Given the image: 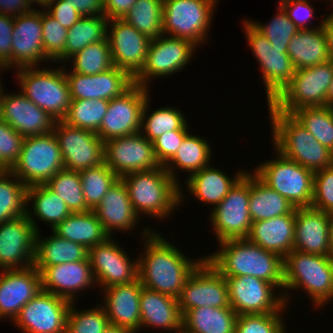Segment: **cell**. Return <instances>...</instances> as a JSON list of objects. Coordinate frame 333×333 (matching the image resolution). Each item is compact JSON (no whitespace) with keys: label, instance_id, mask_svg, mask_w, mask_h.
<instances>
[{"label":"cell","instance_id":"cell-58","mask_svg":"<svg viewBox=\"0 0 333 333\" xmlns=\"http://www.w3.org/2000/svg\"><path fill=\"white\" fill-rule=\"evenodd\" d=\"M14 18L0 13V68L12 66V31Z\"/></svg>","mask_w":333,"mask_h":333},{"label":"cell","instance_id":"cell-20","mask_svg":"<svg viewBox=\"0 0 333 333\" xmlns=\"http://www.w3.org/2000/svg\"><path fill=\"white\" fill-rule=\"evenodd\" d=\"M72 302L41 290L13 320L24 333H66Z\"/></svg>","mask_w":333,"mask_h":333},{"label":"cell","instance_id":"cell-65","mask_svg":"<svg viewBox=\"0 0 333 333\" xmlns=\"http://www.w3.org/2000/svg\"><path fill=\"white\" fill-rule=\"evenodd\" d=\"M329 215H330L329 243L333 254V212L329 213Z\"/></svg>","mask_w":333,"mask_h":333},{"label":"cell","instance_id":"cell-3","mask_svg":"<svg viewBox=\"0 0 333 333\" xmlns=\"http://www.w3.org/2000/svg\"><path fill=\"white\" fill-rule=\"evenodd\" d=\"M268 107L274 149L314 173L333 165V152L318 142L291 114L276 110L270 103Z\"/></svg>","mask_w":333,"mask_h":333},{"label":"cell","instance_id":"cell-68","mask_svg":"<svg viewBox=\"0 0 333 333\" xmlns=\"http://www.w3.org/2000/svg\"><path fill=\"white\" fill-rule=\"evenodd\" d=\"M173 333V332H172ZM174 333H192L190 331H188L183 325L179 328L176 329Z\"/></svg>","mask_w":333,"mask_h":333},{"label":"cell","instance_id":"cell-42","mask_svg":"<svg viewBox=\"0 0 333 333\" xmlns=\"http://www.w3.org/2000/svg\"><path fill=\"white\" fill-rule=\"evenodd\" d=\"M27 188L10 170L0 171V223L27 215Z\"/></svg>","mask_w":333,"mask_h":333},{"label":"cell","instance_id":"cell-2","mask_svg":"<svg viewBox=\"0 0 333 333\" xmlns=\"http://www.w3.org/2000/svg\"><path fill=\"white\" fill-rule=\"evenodd\" d=\"M219 245V251L205 257L223 276L249 275L284 288L283 258L278 254L247 238L227 239Z\"/></svg>","mask_w":333,"mask_h":333},{"label":"cell","instance_id":"cell-52","mask_svg":"<svg viewBox=\"0 0 333 333\" xmlns=\"http://www.w3.org/2000/svg\"><path fill=\"white\" fill-rule=\"evenodd\" d=\"M41 22L43 30V50L45 56L55 62L65 51L67 30L46 10L41 11Z\"/></svg>","mask_w":333,"mask_h":333},{"label":"cell","instance_id":"cell-26","mask_svg":"<svg viewBox=\"0 0 333 333\" xmlns=\"http://www.w3.org/2000/svg\"><path fill=\"white\" fill-rule=\"evenodd\" d=\"M43 30L41 22V10L35 8L14 17L12 31V65L16 69L23 67H37L38 62L49 59L43 50Z\"/></svg>","mask_w":333,"mask_h":333},{"label":"cell","instance_id":"cell-1","mask_svg":"<svg viewBox=\"0 0 333 333\" xmlns=\"http://www.w3.org/2000/svg\"><path fill=\"white\" fill-rule=\"evenodd\" d=\"M145 228V253L138 259V279L142 286L178 298L184 283L205 258L190 260L163 236Z\"/></svg>","mask_w":333,"mask_h":333},{"label":"cell","instance_id":"cell-21","mask_svg":"<svg viewBox=\"0 0 333 333\" xmlns=\"http://www.w3.org/2000/svg\"><path fill=\"white\" fill-rule=\"evenodd\" d=\"M109 237L88 249V258L96 285L108 288L138 279V259L131 261L123 248Z\"/></svg>","mask_w":333,"mask_h":333},{"label":"cell","instance_id":"cell-25","mask_svg":"<svg viewBox=\"0 0 333 333\" xmlns=\"http://www.w3.org/2000/svg\"><path fill=\"white\" fill-rule=\"evenodd\" d=\"M41 276L42 290L74 302L82 289L96 286L89 258L55 266H34ZM88 286V287H87Z\"/></svg>","mask_w":333,"mask_h":333},{"label":"cell","instance_id":"cell-39","mask_svg":"<svg viewBox=\"0 0 333 333\" xmlns=\"http://www.w3.org/2000/svg\"><path fill=\"white\" fill-rule=\"evenodd\" d=\"M107 25L108 19L104 15L83 16L67 30L65 51L55 62L70 60V57L87 45L104 41L107 30L110 29Z\"/></svg>","mask_w":333,"mask_h":333},{"label":"cell","instance_id":"cell-60","mask_svg":"<svg viewBox=\"0 0 333 333\" xmlns=\"http://www.w3.org/2000/svg\"><path fill=\"white\" fill-rule=\"evenodd\" d=\"M137 0H104V16L108 20L123 19Z\"/></svg>","mask_w":333,"mask_h":333},{"label":"cell","instance_id":"cell-47","mask_svg":"<svg viewBox=\"0 0 333 333\" xmlns=\"http://www.w3.org/2000/svg\"><path fill=\"white\" fill-rule=\"evenodd\" d=\"M108 104L109 101L103 99L71 100L68 113L62 121L72 127L97 133L107 113Z\"/></svg>","mask_w":333,"mask_h":333},{"label":"cell","instance_id":"cell-69","mask_svg":"<svg viewBox=\"0 0 333 333\" xmlns=\"http://www.w3.org/2000/svg\"><path fill=\"white\" fill-rule=\"evenodd\" d=\"M1 83V81H0ZM3 89H2V84H0V111H1V98H2V95H3Z\"/></svg>","mask_w":333,"mask_h":333},{"label":"cell","instance_id":"cell-51","mask_svg":"<svg viewBox=\"0 0 333 333\" xmlns=\"http://www.w3.org/2000/svg\"><path fill=\"white\" fill-rule=\"evenodd\" d=\"M277 14L267 25L250 21L277 48H288L291 38L299 31L296 25L288 18L287 13L278 5Z\"/></svg>","mask_w":333,"mask_h":333},{"label":"cell","instance_id":"cell-45","mask_svg":"<svg viewBox=\"0 0 333 333\" xmlns=\"http://www.w3.org/2000/svg\"><path fill=\"white\" fill-rule=\"evenodd\" d=\"M292 116L306 128L318 142L333 152V107H305Z\"/></svg>","mask_w":333,"mask_h":333},{"label":"cell","instance_id":"cell-48","mask_svg":"<svg viewBox=\"0 0 333 333\" xmlns=\"http://www.w3.org/2000/svg\"><path fill=\"white\" fill-rule=\"evenodd\" d=\"M45 185L65 201L72 213L90 211L83 195L79 172L64 168Z\"/></svg>","mask_w":333,"mask_h":333},{"label":"cell","instance_id":"cell-11","mask_svg":"<svg viewBox=\"0 0 333 333\" xmlns=\"http://www.w3.org/2000/svg\"><path fill=\"white\" fill-rule=\"evenodd\" d=\"M243 22L248 45L262 69L267 103H270L291 81L295 68L287 54L288 48L272 46L271 42L251 24L250 20L246 19Z\"/></svg>","mask_w":333,"mask_h":333},{"label":"cell","instance_id":"cell-57","mask_svg":"<svg viewBox=\"0 0 333 333\" xmlns=\"http://www.w3.org/2000/svg\"><path fill=\"white\" fill-rule=\"evenodd\" d=\"M279 5L299 30L311 29L308 27L309 23L307 22H311V17H314V7H311V3H308V0H287L279 2Z\"/></svg>","mask_w":333,"mask_h":333},{"label":"cell","instance_id":"cell-36","mask_svg":"<svg viewBox=\"0 0 333 333\" xmlns=\"http://www.w3.org/2000/svg\"><path fill=\"white\" fill-rule=\"evenodd\" d=\"M253 173V174H252ZM250 173L249 213L252 222L290 214L295 207L277 191Z\"/></svg>","mask_w":333,"mask_h":333},{"label":"cell","instance_id":"cell-4","mask_svg":"<svg viewBox=\"0 0 333 333\" xmlns=\"http://www.w3.org/2000/svg\"><path fill=\"white\" fill-rule=\"evenodd\" d=\"M128 191L131 204L139 215L163 218L182 201V190L164 166L154 170L132 172L120 178Z\"/></svg>","mask_w":333,"mask_h":333},{"label":"cell","instance_id":"cell-67","mask_svg":"<svg viewBox=\"0 0 333 333\" xmlns=\"http://www.w3.org/2000/svg\"><path fill=\"white\" fill-rule=\"evenodd\" d=\"M52 0H29V3L33 5L35 2L36 4L42 5V7L46 8V6L51 2Z\"/></svg>","mask_w":333,"mask_h":333},{"label":"cell","instance_id":"cell-9","mask_svg":"<svg viewBox=\"0 0 333 333\" xmlns=\"http://www.w3.org/2000/svg\"><path fill=\"white\" fill-rule=\"evenodd\" d=\"M62 169L61 150L52 131L46 135L25 137L20 158L10 171L28 187L46 184Z\"/></svg>","mask_w":333,"mask_h":333},{"label":"cell","instance_id":"cell-63","mask_svg":"<svg viewBox=\"0 0 333 333\" xmlns=\"http://www.w3.org/2000/svg\"><path fill=\"white\" fill-rule=\"evenodd\" d=\"M323 27L326 31L327 38H328V47H329L331 60H333V17L324 18Z\"/></svg>","mask_w":333,"mask_h":333},{"label":"cell","instance_id":"cell-50","mask_svg":"<svg viewBox=\"0 0 333 333\" xmlns=\"http://www.w3.org/2000/svg\"><path fill=\"white\" fill-rule=\"evenodd\" d=\"M74 306L72 302L67 316L66 333H103L110 324L101 305L81 312Z\"/></svg>","mask_w":333,"mask_h":333},{"label":"cell","instance_id":"cell-6","mask_svg":"<svg viewBox=\"0 0 333 333\" xmlns=\"http://www.w3.org/2000/svg\"><path fill=\"white\" fill-rule=\"evenodd\" d=\"M65 70L64 67L47 70L36 66L16 70L20 91L55 121L64 119L72 100Z\"/></svg>","mask_w":333,"mask_h":333},{"label":"cell","instance_id":"cell-59","mask_svg":"<svg viewBox=\"0 0 333 333\" xmlns=\"http://www.w3.org/2000/svg\"><path fill=\"white\" fill-rule=\"evenodd\" d=\"M46 7V11L66 29L83 17L66 0H52Z\"/></svg>","mask_w":333,"mask_h":333},{"label":"cell","instance_id":"cell-30","mask_svg":"<svg viewBox=\"0 0 333 333\" xmlns=\"http://www.w3.org/2000/svg\"><path fill=\"white\" fill-rule=\"evenodd\" d=\"M105 232L112 237L113 230L135 229L138 215L128 195L124 182L119 178L105 194L101 203L93 210Z\"/></svg>","mask_w":333,"mask_h":333},{"label":"cell","instance_id":"cell-54","mask_svg":"<svg viewBox=\"0 0 333 333\" xmlns=\"http://www.w3.org/2000/svg\"><path fill=\"white\" fill-rule=\"evenodd\" d=\"M24 137L0 119V171L10 170L20 158Z\"/></svg>","mask_w":333,"mask_h":333},{"label":"cell","instance_id":"cell-7","mask_svg":"<svg viewBox=\"0 0 333 333\" xmlns=\"http://www.w3.org/2000/svg\"><path fill=\"white\" fill-rule=\"evenodd\" d=\"M332 80L333 60L295 70L291 81L270 104L276 110L291 115L300 108L327 106Z\"/></svg>","mask_w":333,"mask_h":333},{"label":"cell","instance_id":"cell-10","mask_svg":"<svg viewBox=\"0 0 333 333\" xmlns=\"http://www.w3.org/2000/svg\"><path fill=\"white\" fill-rule=\"evenodd\" d=\"M217 1L163 0V34L189 40L199 47L207 39Z\"/></svg>","mask_w":333,"mask_h":333},{"label":"cell","instance_id":"cell-62","mask_svg":"<svg viewBox=\"0 0 333 333\" xmlns=\"http://www.w3.org/2000/svg\"><path fill=\"white\" fill-rule=\"evenodd\" d=\"M31 6L29 0H0V13L14 18L32 11Z\"/></svg>","mask_w":333,"mask_h":333},{"label":"cell","instance_id":"cell-56","mask_svg":"<svg viewBox=\"0 0 333 333\" xmlns=\"http://www.w3.org/2000/svg\"><path fill=\"white\" fill-rule=\"evenodd\" d=\"M188 133V130H172L153 142L154 152L161 166H165L173 158Z\"/></svg>","mask_w":333,"mask_h":333},{"label":"cell","instance_id":"cell-19","mask_svg":"<svg viewBox=\"0 0 333 333\" xmlns=\"http://www.w3.org/2000/svg\"><path fill=\"white\" fill-rule=\"evenodd\" d=\"M104 162L119 177L159 168L154 145L142 132L104 142Z\"/></svg>","mask_w":333,"mask_h":333},{"label":"cell","instance_id":"cell-61","mask_svg":"<svg viewBox=\"0 0 333 333\" xmlns=\"http://www.w3.org/2000/svg\"><path fill=\"white\" fill-rule=\"evenodd\" d=\"M82 16L104 15V0H66Z\"/></svg>","mask_w":333,"mask_h":333},{"label":"cell","instance_id":"cell-53","mask_svg":"<svg viewBox=\"0 0 333 333\" xmlns=\"http://www.w3.org/2000/svg\"><path fill=\"white\" fill-rule=\"evenodd\" d=\"M265 314H243L236 319L235 333H286L281 311Z\"/></svg>","mask_w":333,"mask_h":333},{"label":"cell","instance_id":"cell-70","mask_svg":"<svg viewBox=\"0 0 333 333\" xmlns=\"http://www.w3.org/2000/svg\"><path fill=\"white\" fill-rule=\"evenodd\" d=\"M331 2H333V0H331ZM333 4V3H332ZM327 17H333V11L330 13V15H328Z\"/></svg>","mask_w":333,"mask_h":333},{"label":"cell","instance_id":"cell-40","mask_svg":"<svg viewBox=\"0 0 333 333\" xmlns=\"http://www.w3.org/2000/svg\"><path fill=\"white\" fill-rule=\"evenodd\" d=\"M204 138L190 135L185 136L181 145L176 151L173 158L164 166L165 170L178 183L177 172L175 169H184L189 174H193L204 167L209 166L211 159V147ZM176 166L173 169L171 166ZM176 173H174V171Z\"/></svg>","mask_w":333,"mask_h":333},{"label":"cell","instance_id":"cell-28","mask_svg":"<svg viewBox=\"0 0 333 333\" xmlns=\"http://www.w3.org/2000/svg\"><path fill=\"white\" fill-rule=\"evenodd\" d=\"M330 215L312 206L296 208L293 250L333 256L329 243Z\"/></svg>","mask_w":333,"mask_h":333},{"label":"cell","instance_id":"cell-46","mask_svg":"<svg viewBox=\"0 0 333 333\" xmlns=\"http://www.w3.org/2000/svg\"><path fill=\"white\" fill-rule=\"evenodd\" d=\"M86 205L94 210L119 177L104 163L79 171Z\"/></svg>","mask_w":333,"mask_h":333},{"label":"cell","instance_id":"cell-13","mask_svg":"<svg viewBox=\"0 0 333 333\" xmlns=\"http://www.w3.org/2000/svg\"><path fill=\"white\" fill-rule=\"evenodd\" d=\"M177 299L182 317L202 306L230 307L226 279L206 258L188 276Z\"/></svg>","mask_w":333,"mask_h":333},{"label":"cell","instance_id":"cell-64","mask_svg":"<svg viewBox=\"0 0 333 333\" xmlns=\"http://www.w3.org/2000/svg\"><path fill=\"white\" fill-rule=\"evenodd\" d=\"M103 333H132V332L122 327L109 324Z\"/></svg>","mask_w":333,"mask_h":333},{"label":"cell","instance_id":"cell-24","mask_svg":"<svg viewBox=\"0 0 333 333\" xmlns=\"http://www.w3.org/2000/svg\"><path fill=\"white\" fill-rule=\"evenodd\" d=\"M65 75L72 100L109 101L122 95L134 84V78L127 71L115 66L95 75H83L73 71L71 73L65 71Z\"/></svg>","mask_w":333,"mask_h":333},{"label":"cell","instance_id":"cell-29","mask_svg":"<svg viewBox=\"0 0 333 333\" xmlns=\"http://www.w3.org/2000/svg\"><path fill=\"white\" fill-rule=\"evenodd\" d=\"M103 308L110 324L138 332L140 329V295L142 284L137 279L129 284L114 285L103 289Z\"/></svg>","mask_w":333,"mask_h":333},{"label":"cell","instance_id":"cell-38","mask_svg":"<svg viewBox=\"0 0 333 333\" xmlns=\"http://www.w3.org/2000/svg\"><path fill=\"white\" fill-rule=\"evenodd\" d=\"M237 317L231 307L202 306L189 310L182 317V325L192 333H235Z\"/></svg>","mask_w":333,"mask_h":333},{"label":"cell","instance_id":"cell-23","mask_svg":"<svg viewBox=\"0 0 333 333\" xmlns=\"http://www.w3.org/2000/svg\"><path fill=\"white\" fill-rule=\"evenodd\" d=\"M0 119L25 137L46 135L53 131L55 120L31 102L21 91L2 95Z\"/></svg>","mask_w":333,"mask_h":333},{"label":"cell","instance_id":"cell-33","mask_svg":"<svg viewBox=\"0 0 333 333\" xmlns=\"http://www.w3.org/2000/svg\"><path fill=\"white\" fill-rule=\"evenodd\" d=\"M323 21L315 28L299 30L290 40L287 54L295 70L316 66L331 60Z\"/></svg>","mask_w":333,"mask_h":333},{"label":"cell","instance_id":"cell-43","mask_svg":"<svg viewBox=\"0 0 333 333\" xmlns=\"http://www.w3.org/2000/svg\"><path fill=\"white\" fill-rule=\"evenodd\" d=\"M149 99L150 98H147L144 104L141 120L142 134L149 141L153 143L160 135L172 130H188V123L184 118L185 116L178 110V108L174 109L173 106L172 108L170 106L165 108L160 107V109L152 111V113L147 116Z\"/></svg>","mask_w":333,"mask_h":333},{"label":"cell","instance_id":"cell-16","mask_svg":"<svg viewBox=\"0 0 333 333\" xmlns=\"http://www.w3.org/2000/svg\"><path fill=\"white\" fill-rule=\"evenodd\" d=\"M195 49L197 46L191 41L169 37L167 34L151 39L145 64L134 77V83L148 87L147 83L152 77L158 78L180 72V69L188 65Z\"/></svg>","mask_w":333,"mask_h":333},{"label":"cell","instance_id":"cell-5","mask_svg":"<svg viewBox=\"0 0 333 333\" xmlns=\"http://www.w3.org/2000/svg\"><path fill=\"white\" fill-rule=\"evenodd\" d=\"M284 288H304L315 306L333 299V256L293 250L283 259Z\"/></svg>","mask_w":333,"mask_h":333},{"label":"cell","instance_id":"cell-55","mask_svg":"<svg viewBox=\"0 0 333 333\" xmlns=\"http://www.w3.org/2000/svg\"><path fill=\"white\" fill-rule=\"evenodd\" d=\"M311 206L323 212H333V165L314 173Z\"/></svg>","mask_w":333,"mask_h":333},{"label":"cell","instance_id":"cell-49","mask_svg":"<svg viewBox=\"0 0 333 333\" xmlns=\"http://www.w3.org/2000/svg\"><path fill=\"white\" fill-rule=\"evenodd\" d=\"M70 58L73 60L71 71L83 75L99 74L114 67L107 38L87 45Z\"/></svg>","mask_w":333,"mask_h":333},{"label":"cell","instance_id":"cell-8","mask_svg":"<svg viewBox=\"0 0 333 333\" xmlns=\"http://www.w3.org/2000/svg\"><path fill=\"white\" fill-rule=\"evenodd\" d=\"M277 158L259 164L253 172L295 208L311 206L314 172L275 150Z\"/></svg>","mask_w":333,"mask_h":333},{"label":"cell","instance_id":"cell-22","mask_svg":"<svg viewBox=\"0 0 333 333\" xmlns=\"http://www.w3.org/2000/svg\"><path fill=\"white\" fill-rule=\"evenodd\" d=\"M108 23L111 29L107 30V39L113 65L134 78L145 64L151 39L123 19L108 20Z\"/></svg>","mask_w":333,"mask_h":333},{"label":"cell","instance_id":"cell-15","mask_svg":"<svg viewBox=\"0 0 333 333\" xmlns=\"http://www.w3.org/2000/svg\"><path fill=\"white\" fill-rule=\"evenodd\" d=\"M28 209L27 215L0 223L2 270L24 269L34 265L36 234L39 229L36 219L31 216L32 211Z\"/></svg>","mask_w":333,"mask_h":333},{"label":"cell","instance_id":"cell-27","mask_svg":"<svg viewBox=\"0 0 333 333\" xmlns=\"http://www.w3.org/2000/svg\"><path fill=\"white\" fill-rule=\"evenodd\" d=\"M40 272L34 267L1 270L0 273V318L12 321L22 307L40 291Z\"/></svg>","mask_w":333,"mask_h":333},{"label":"cell","instance_id":"cell-18","mask_svg":"<svg viewBox=\"0 0 333 333\" xmlns=\"http://www.w3.org/2000/svg\"><path fill=\"white\" fill-rule=\"evenodd\" d=\"M53 133L58 140L64 168L82 171L104 163V142L97 133L55 121Z\"/></svg>","mask_w":333,"mask_h":333},{"label":"cell","instance_id":"cell-66","mask_svg":"<svg viewBox=\"0 0 333 333\" xmlns=\"http://www.w3.org/2000/svg\"><path fill=\"white\" fill-rule=\"evenodd\" d=\"M327 106L333 107V80L330 84L329 91L327 94Z\"/></svg>","mask_w":333,"mask_h":333},{"label":"cell","instance_id":"cell-32","mask_svg":"<svg viewBox=\"0 0 333 333\" xmlns=\"http://www.w3.org/2000/svg\"><path fill=\"white\" fill-rule=\"evenodd\" d=\"M140 315V328L154 326L175 331L182 326L178 299L144 286L140 295Z\"/></svg>","mask_w":333,"mask_h":333},{"label":"cell","instance_id":"cell-41","mask_svg":"<svg viewBox=\"0 0 333 333\" xmlns=\"http://www.w3.org/2000/svg\"><path fill=\"white\" fill-rule=\"evenodd\" d=\"M29 202H33L34 216L51 224L52 230L72 213L65 201L45 184L28 186L27 206Z\"/></svg>","mask_w":333,"mask_h":333},{"label":"cell","instance_id":"cell-34","mask_svg":"<svg viewBox=\"0 0 333 333\" xmlns=\"http://www.w3.org/2000/svg\"><path fill=\"white\" fill-rule=\"evenodd\" d=\"M244 174V171H239L232 179L220 169H215L210 165L189 175L185 183L188 191L191 192L190 195L193 194L203 203L217 206Z\"/></svg>","mask_w":333,"mask_h":333},{"label":"cell","instance_id":"cell-31","mask_svg":"<svg viewBox=\"0 0 333 333\" xmlns=\"http://www.w3.org/2000/svg\"><path fill=\"white\" fill-rule=\"evenodd\" d=\"M296 208L286 215L252 222L247 239L283 259L293 251Z\"/></svg>","mask_w":333,"mask_h":333},{"label":"cell","instance_id":"cell-12","mask_svg":"<svg viewBox=\"0 0 333 333\" xmlns=\"http://www.w3.org/2000/svg\"><path fill=\"white\" fill-rule=\"evenodd\" d=\"M249 197L250 173L245 172L227 196L212 209L210 221L218 242L249 236L252 226Z\"/></svg>","mask_w":333,"mask_h":333},{"label":"cell","instance_id":"cell-35","mask_svg":"<svg viewBox=\"0 0 333 333\" xmlns=\"http://www.w3.org/2000/svg\"><path fill=\"white\" fill-rule=\"evenodd\" d=\"M52 231L61 238L81 244L87 249L110 237L93 210L71 213Z\"/></svg>","mask_w":333,"mask_h":333},{"label":"cell","instance_id":"cell-14","mask_svg":"<svg viewBox=\"0 0 333 333\" xmlns=\"http://www.w3.org/2000/svg\"><path fill=\"white\" fill-rule=\"evenodd\" d=\"M228 284L230 307L236 314L279 312L288 304L289 294L275 296L274 284L254 276H224Z\"/></svg>","mask_w":333,"mask_h":333},{"label":"cell","instance_id":"cell-17","mask_svg":"<svg viewBox=\"0 0 333 333\" xmlns=\"http://www.w3.org/2000/svg\"><path fill=\"white\" fill-rule=\"evenodd\" d=\"M148 90L134 83L122 95L109 100L107 113L97 132L103 142L142 131V110L150 97Z\"/></svg>","mask_w":333,"mask_h":333},{"label":"cell","instance_id":"cell-37","mask_svg":"<svg viewBox=\"0 0 333 333\" xmlns=\"http://www.w3.org/2000/svg\"><path fill=\"white\" fill-rule=\"evenodd\" d=\"M36 234L35 259L33 266H55L67 262H77L88 257V249L81 244L61 238L54 232L41 239Z\"/></svg>","mask_w":333,"mask_h":333},{"label":"cell","instance_id":"cell-44","mask_svg":"<svg viewBox=\"0 0 333 333\" xmlns=\"http://www.w3.org/2000/svg\"><path fill=\"white\" fill-rule=\"evenodd\" d=\"M163 0H137L123 20L150 39L163 35Z\"/></svg>","mask_w":333,"mask_h":333}]
</instances>
